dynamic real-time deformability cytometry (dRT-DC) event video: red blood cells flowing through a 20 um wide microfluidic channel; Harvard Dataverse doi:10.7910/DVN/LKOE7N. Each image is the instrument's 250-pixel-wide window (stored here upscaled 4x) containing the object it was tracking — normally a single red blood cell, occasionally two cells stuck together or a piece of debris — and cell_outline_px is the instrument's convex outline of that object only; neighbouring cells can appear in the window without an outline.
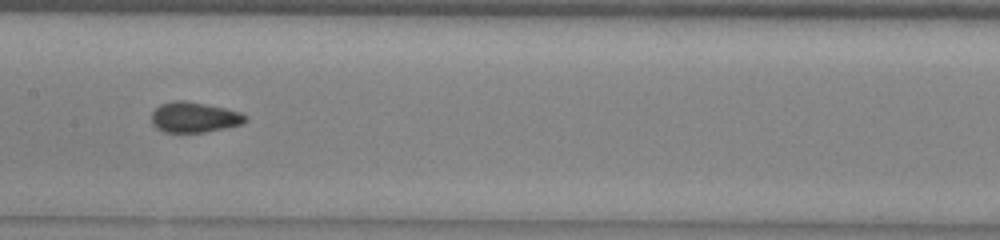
{"species": "common noctule bat (a hibernating species)", "species_latin": "Nyctalus noctula", "temperature_condition": "warm", "stored_images_in_passage": 38, "camera_frame_rate_fps": 3000, "um_per_image_px": 0.085, "animal": {"sex": "male", "body_mass_g": 13.0, "forearm_length_mm": 53.1}, "frame": {"image": 1, "passage_image": 12, "time_ms": 3.667, "image_size_px": [1000, 240], "cell_outline_px": [[248, 120], [244, 124], [204, 132], [164, 132], [156, 128], [152, 124], [152, 112], [160, 104], [172, 100], [184, 100], [224, 108], [240, 112], [248, 116]], "centroid_in_image_um": [16.52, 9.97], "position_along_channel_um": 190.9, "area_um2": 16.7}, "authors_computed_cell_mechanics": {"area_um2": 16.1551, "velocity_mm_per_s": 4.0779, "shape_relaxation_time_tau1_ms": 5.4396, "shape_relaxation_time_tau2_ms": 1.7646, "deformation_change_tau1": 0.1003, "deformation_change_tau2": 0.0474}}